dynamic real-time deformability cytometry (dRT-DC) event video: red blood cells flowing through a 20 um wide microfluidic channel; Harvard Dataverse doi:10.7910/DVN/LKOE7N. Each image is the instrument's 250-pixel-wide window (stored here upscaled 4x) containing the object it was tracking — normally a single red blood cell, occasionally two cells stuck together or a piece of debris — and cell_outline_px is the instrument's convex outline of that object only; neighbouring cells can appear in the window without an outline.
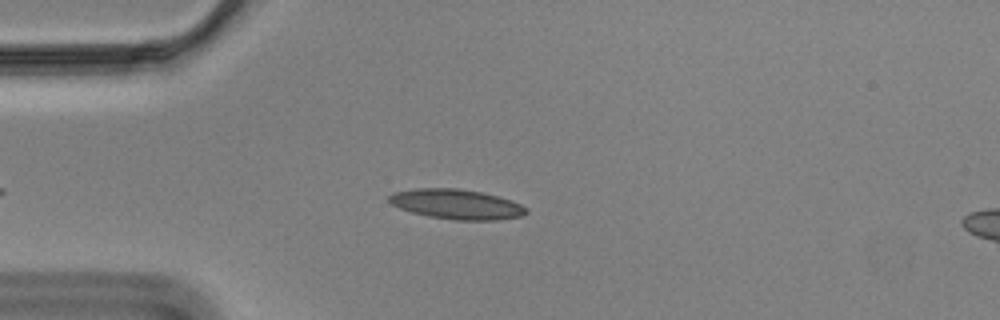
{"species": "Egyptian fruit bat (a non-hibernating species)", "species_latin": "Rousettus aegyptiacus", "temperature_condition": "cold", "stored_images_in_passage": 37, "camera_frame_rate_fps": 3000, "um_per_image_px": 0.085, "animal": {"sex": "male"}, "frame": {"image": 1, "passage_image": 7, "time_ms": 2.0, "image_size_px": [1000, 320], "cell_outline_px": [[528, 212], [524, 216], [496, 220], [452, 220], [428, 216], [412, 212], [400, 208], [392, 204], [388, 200], [388, 196], [392, 192], [416, 188], [460, 188], [480, 192], [512, 200], [528, 208]], "centroid_in_image_um": [38.81, 17.36], "position_along_channel_um": 46.2, "area_um2": 24.04}}
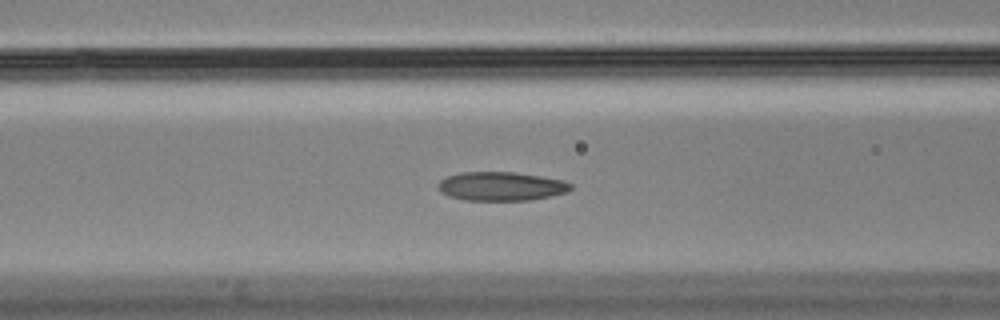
{"frame": {"image": 2, "passage_image": 15, "time_ms": 4.667, "image_size_px": [1000, 320], "cell_outline_px": [[572, 188], [568, 192], [528, 200], [464, 200], [448, 196], [440, 192], [440, 180], [448, 176], [460, 172], [512, 172], [540, 176], [564, 180], [572, 184]], "centroid_in_image_um": [42.61, 15.83], "position_along_channel_um": 124.0, "area_um2": 22.14}}
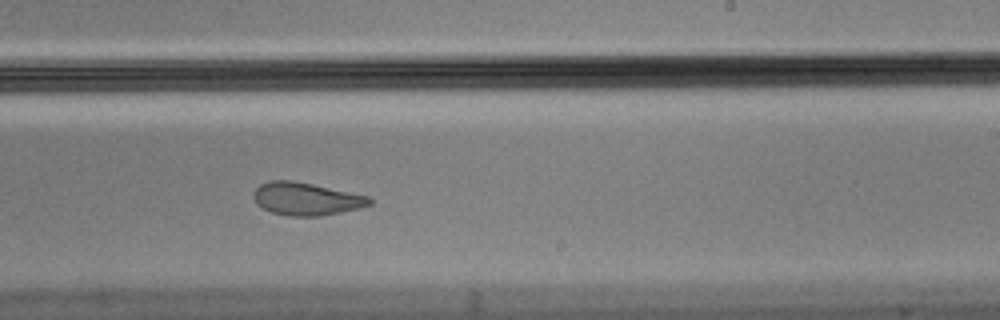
{"frame": {"image": 3, "passage_image": 27, "time_ms": 8.667, "image_size_px": [1000, 320], "cell_outline_px": [[372, 204], [360, 208], [320, 216], [288, 216], [272, 212], [256, 204], [252, 196], [256, 188], [260, 184], [268, 180], [292, 180], [312, 184], [368, 196], [372, 200]], "centroid_in_image_um": [26.0, 16.9], "position_along_channel_um": 263.0, "area_um2": 22.08}, "authors_computed_cell_mechanics": {"area_um2": 22.4264, "velocity_mm_per_s": 3.4735, "shape_relaxation_time_tau1_ms": null, "shape_relaxation_time_tau2_ms": 2.1057, "deformation_change_tau1": null, "deformation_change_tau2": 0.0754}}